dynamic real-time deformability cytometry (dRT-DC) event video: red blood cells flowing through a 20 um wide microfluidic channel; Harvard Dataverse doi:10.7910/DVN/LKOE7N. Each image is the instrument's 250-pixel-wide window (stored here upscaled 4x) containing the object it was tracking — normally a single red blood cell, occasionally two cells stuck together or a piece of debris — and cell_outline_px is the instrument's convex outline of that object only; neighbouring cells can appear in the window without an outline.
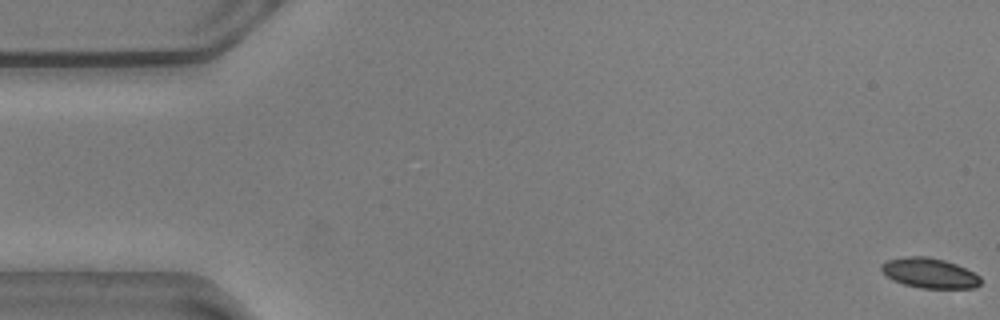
{"species": "common noctule bat (a hibernating species)", "species_latin": "Nyctalus noctula", "temperature_condition": "warm", "stored_images_in_passage": 57, "camera_frame_rate_fps": 3000, "um_per_image_px": 0.085, "animal": {"sex": "male", "body_mass_g": 20.5, "forearm_length_mm": 52.5}, "frame": {"image": 1, "passage_image": 1, "time_ms": 0.0, "image_size_px": [1000, 320], "cell_outline_px": [[980, 284], [976, 288], [920, 288], [904, 284], [892, 280], [880, 268], [880, 264], [888, 260], [912, 256], [928, 256], [944, 260], [956, 264], [980, 276]], "centroid_in_image_um": [79.01, 23.21], "position_along_channel_um": 6.0, "area_um2": 17.22}}
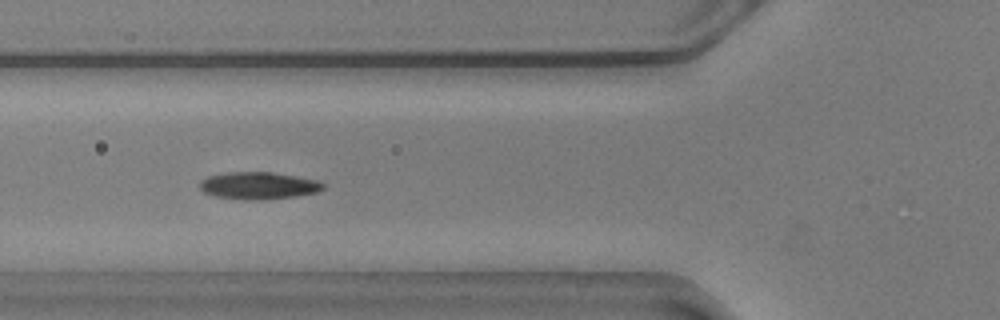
{"frame": {"image": 2, "passage_image": 21, "time_ms": 6.667, "image_size_px": [1000, 320], "cell_outline_px": [[324, 188], [316, 192], [296, 196], [264, 200], [240, 200], [212, 196], [204, 192], [200, 188], [200, 180], [208, 176], [224, 172], [272, 172], [316, 180], [324, 184]], "centroid_in_image_um": [21.91, 15.79], "position_along_channel_um": 103.9, "area_um2": 19.71}}
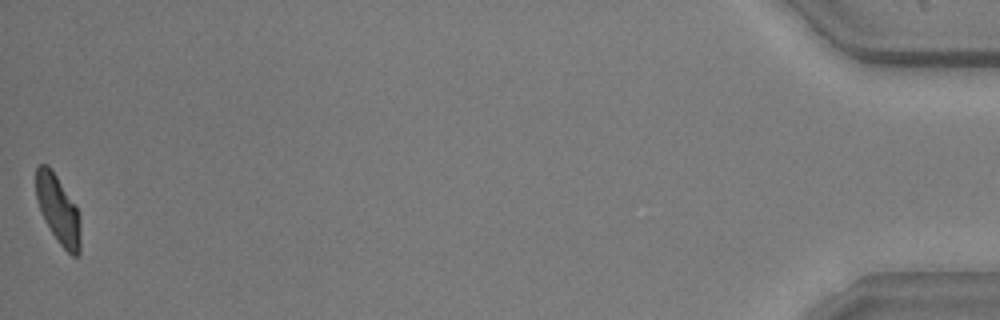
{"frame": {"image": 3, "passage_image": 57, "time_ms": 18.667, "image_size_px": [1000, 320], "cell_outline_px": [[80, 252], [76, 256], [72, 256], [60, 244], [44, 220], [36, 200], [36, 168], [40, 164], [48, 164], [76, 204], [80, 220]], "centroid_in_image_um": [4.94, 17.8], "position_along_channel_um": 430.3, "area_um2": 17.74}, "authors_computed_cell_mechanics": {"area_um2": 18.6694, "velocity_mm_per_s": 3.5696, "shape_relaxation_time_tau1_ms": 2.4516, "shape_relaxation_time_tau2_ms": 2.7287, "deformation_change_tau1": 0.1357, "deformation_change_tau2": 0.0508}}